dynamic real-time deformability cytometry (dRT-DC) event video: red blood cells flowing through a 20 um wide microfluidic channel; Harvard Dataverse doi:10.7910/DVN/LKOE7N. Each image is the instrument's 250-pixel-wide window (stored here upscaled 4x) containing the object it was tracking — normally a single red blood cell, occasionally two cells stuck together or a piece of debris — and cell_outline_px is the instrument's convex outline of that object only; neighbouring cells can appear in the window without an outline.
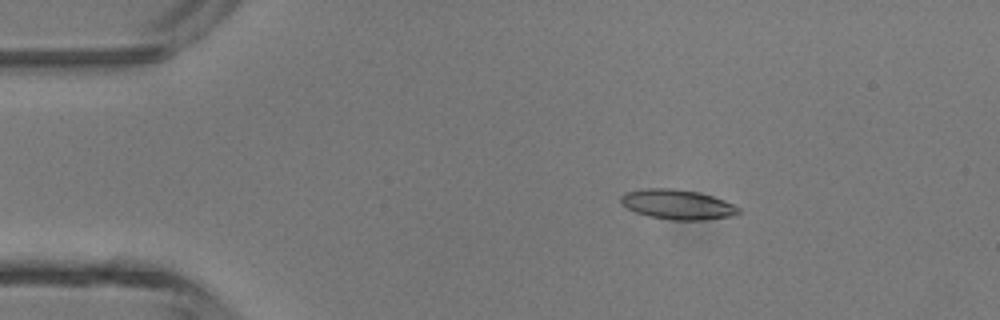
{"species": "common noctule bat (a hibernating species)", "species_latin": "Nyctalus noctula", "temperature_condition": "room temperature", "stored_images_in_passage": 5, "camera_frame_rate_fps": 3000, "um_per_image_px": 0.085, "animal": {"sex": "male", "body_mass_g": 13.3}, "frame": {"image": 1, "passage_image": 3, "time_ms": 0.667, "image_size_px": [1000, 320], "cell_outline_px": [[740, 212], [732, 216], [704, 220], [672, 220], [648, 216], [636, 212], [620, 204], [620, 196], [624, 192], [644, 188], [672, 188], [696, 192], [712, 196], [724, 200], [740, 208]], "centroid_in_image_um": [57.55, 17.38], "position_along_channel_um": 27.5, "area_um2": 20.52}}
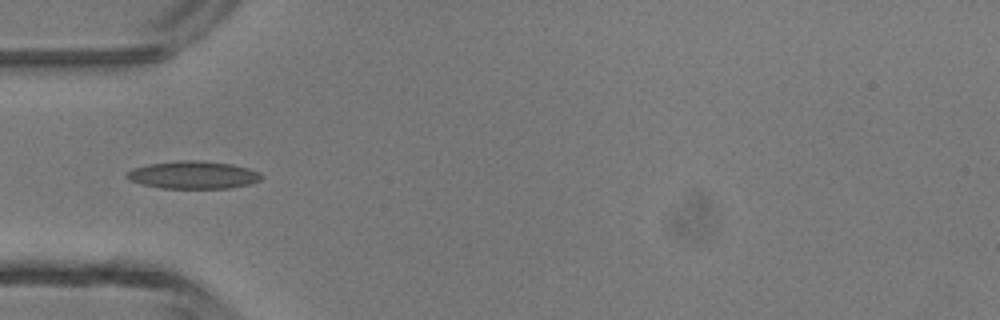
{"frame": {"image": 2, "passage_image": 5, "time_ms": 1.333, "image_size_px": [1000, 320], "cell_outline_px": [[264, 176], [260, 180], [248, 184], [228, 188], [160, 188], [140, 184], [128, 180], [124, 176], [132, 168], [148, 164], [176, 160], [204, 160], [232, 164], [248, 168], [260, 172]], "centroid_in_image_um": [16.39, 14.86], "position_along_channel_um": 68.6, "area_um2": 21.96}}